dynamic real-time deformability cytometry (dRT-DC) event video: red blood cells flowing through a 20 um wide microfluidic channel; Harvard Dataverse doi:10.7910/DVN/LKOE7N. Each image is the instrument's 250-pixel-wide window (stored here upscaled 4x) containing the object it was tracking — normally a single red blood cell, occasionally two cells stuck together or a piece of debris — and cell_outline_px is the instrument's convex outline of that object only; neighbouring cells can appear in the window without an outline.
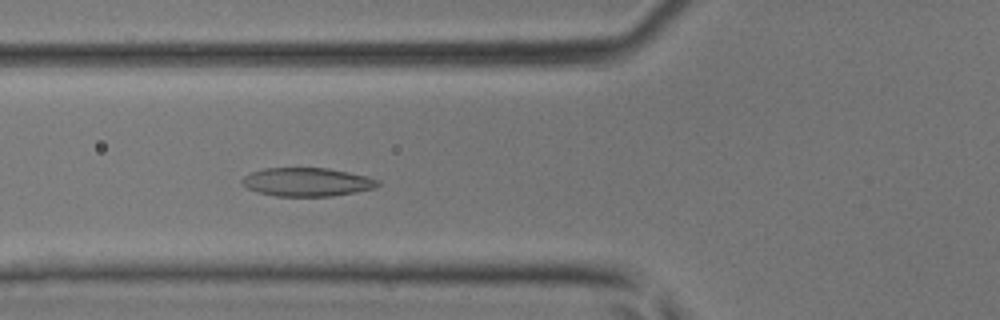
{"species": "common noctule bat (a hibernating species)", "species_latin": "Nyctalus noctula", "temperature_condition": "room temperature", "stored_images_in_passage": 36, "camera_frame_rate_fps": 3000, "um_per_image_px": 0.085, "animal": {"sex": "male", "body_mass_g": 17.9, "forearm_length_mm": 54.2}, "frame": {"image": 1, "passage_image": 9, "time_ms": 2.667, "image_size_px": [1000, 320], "cell_outline_px": [[380, 184], [376, 188], [332, 196], [276, 196], [256, 192], [240, 184], [240, 180], [244, 176], [252, 172], [264, 168], [328, 168], [368, 176], [380, 180]], "centroid_in_image_um": [26.09, 15.47], "position_along_channel_um": 99.7, "area_um2": 22.72}}
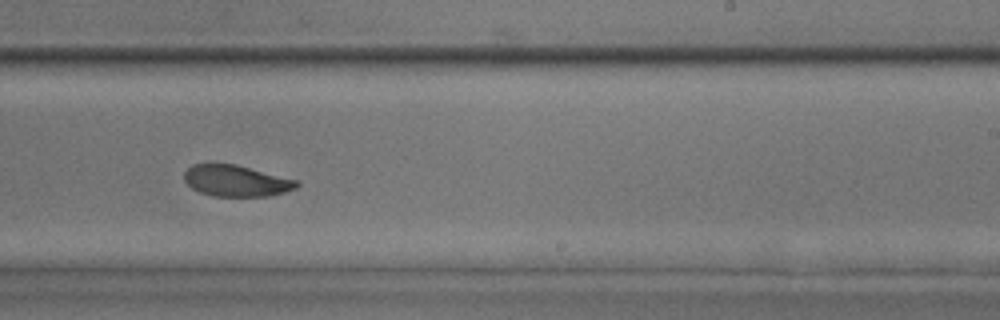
{"frame": {"image": 2, "passage_image": 20, "time_ms": 6.333, "image_size_px": [1000, 320], "cell_outline_px": [[300, 184], [296, 188], [284, 192], [268, 196], [212, 196], [200, 192], [192, 188], [184, 180], [184, 172], [192, 164], [236, 164], [296, 180]], "centroid_in_image_um": [20.05, 15.37], "position_along_channel_um": 268.9, "area_um2": 20.35}}
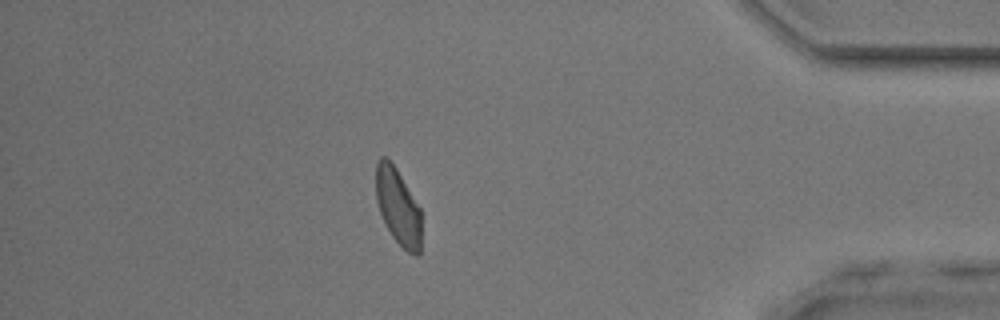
{"frame": {"image": 3, "passage_image": 31, "time_ms": 10.0, "image_size_px": [1000, 320], "cell_outline_px": [[420, 256], [416, 256], [408, 252], [392, 236], [380, 212], [376, 200], [376, 160], [380, 156], [384, 156], [396, 168], [420, 208]], "centroid_in_image_um": [33.82, 17.55], "position_along_channel_um": 401.4, "area_um2": 19.94}}